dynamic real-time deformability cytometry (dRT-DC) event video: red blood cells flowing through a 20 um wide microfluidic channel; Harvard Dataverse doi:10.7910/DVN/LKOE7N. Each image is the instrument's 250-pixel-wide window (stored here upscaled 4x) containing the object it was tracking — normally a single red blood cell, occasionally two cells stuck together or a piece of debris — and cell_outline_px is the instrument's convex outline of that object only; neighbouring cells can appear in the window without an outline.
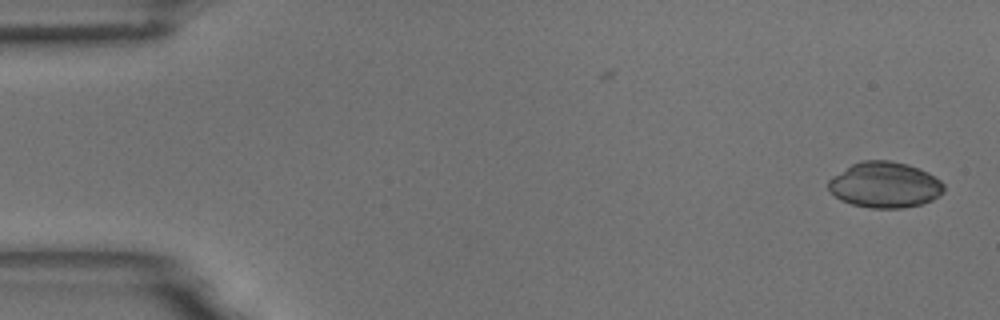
{"species": "common noctule bat (a hibernating species)", "species_latin": "Nyctalus noctula", "temperature_condition": "room temperature", "stored_images_in_passage": 54, "camera_frame_rate_fps": 3000, "um_per_image_px": 0.085, "animal": {"sex": "male", "body_mass_g": 18.8}, "frame": {"image": 1, "passage_image": 1, "time_ms": 0.0, "image_size_px": [1000, 320], "cell_outline_px": [[944, 192], [932, 200], [920, 204], [900, 208], [872, 208], [852, 204], [840, 200], [828, 188], [828, 180], [832, 176], [852, 164], [860, 160], [888, 160], [908, 164], [920, 168], [928, 172], [940, 180], [944, 184]], "centroid_in_image_um": [75.21, 15.7], "position_along_channel_um": 9.8, "area_um2": 30.87}}
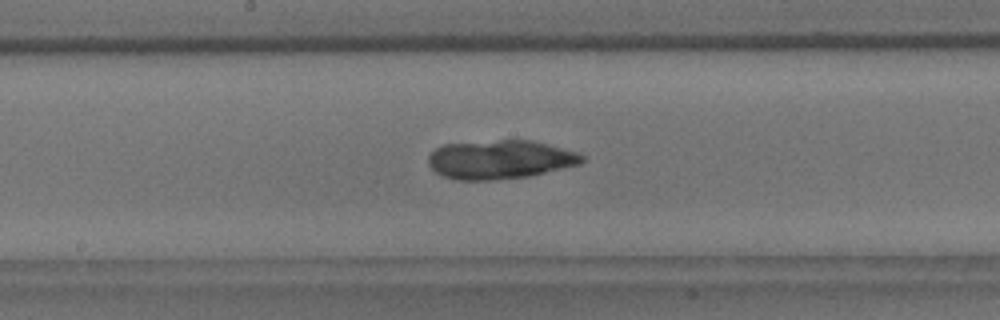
{"frame": {"image": 2, "passage_image": 28, "time_ms": 9.0, "image_size_px": [1000, 320], "cell_outline_px": [[584, 160], [580, 164], [528, 176], [488, 180], [456, 180], [444, 176], [436, 172], [428, 164], [428, 156], [436, 148], [444, 144], [500, 140], [532, 140], [548, 144], [576, 152], [584, 156]], "centroid_in_image_um": [42.49, 13.55], "position_along_channel_um": 205.7, "area_um2": 34.51}}
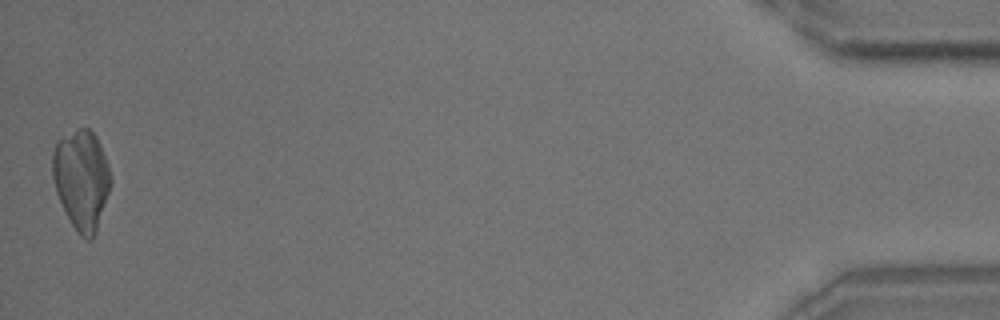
{"frame": {"image": 3, "passage_image": 54, "time_ms": 17.667, "image_size_px": [1000, 320], "cell_outline_px": [[112, 184], [96, 232], [92, 240], [88, 240], [80, 236], [72, 224], [56, 192], [52, 176], [52, 152], [56, 144], [60, 140], [80, 128], [88, 128], [96, 136], [100, 144], [112, 176]], "centroid_in_image_um": [6.95, 15.29], "position_along_channel_um": 428.2, "area_um2": 33.52}}